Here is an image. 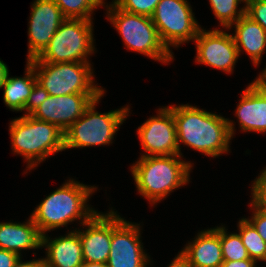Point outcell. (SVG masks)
<instances>
[{"mask_svg": "<svg viewBox=\"0 0 266 267\" xmlns=\"http://www.w3.org/2000/svg\"><path fill=\"white\" fill-rule=\"evenodd\" d=\"M170 108L176 123L179 152L180 142L211 157L229 151L233 122L188 104Z\"/></svg>", "mask_w": 266, "mask_h": 267, "instance_id": "6da1fadb", "label": "cell"}, {"mask_svg": "<svg viewBox=\"0 0 266 267\" xmlns=\"http://www.w3.org/2000/svg\"><path fill=\"white\" fill-rule=\"evenodd\" d=\"M94 189V186L89 187L70 179L47 196L31 215L40 233L43 235L46 231L82 218L81 224L84 226L97 213L86 205Z\"/></svg>", "mask_w": 266, "mask_h": 267, "instance_id": "7a4b0ae2", "label": "cell"}, {"mask_svg": "<svg viewBox=\"0 0 266 267\" xmlns=\"http://www.w3.org/2000/svg\"><path fill=\"white\" fill-rule=\"evenodd\" d=\"M181 155L141 156L131 167L137 190L154 204L189 181L191 163Z\"/></svg>", "mask_w": 266, "mask_h": 267, "instance_id": "3957f363", "label": "cell"}, {"mask_svg": "<svg viewBox=\"0 0 266 267\" xmlns=\"http://www.w3.org/2000/svg\"><path fill=\"white\" fill-rule=\"evenodd\" d=\"M13 152L23 155L28 168L64 149V133L56 125L23 115L10 123Z\"/></svg>", "mask_w": 266, "mask_h": 267, "instance_id": "277c9868", "label": "cell"}, {"mask_svg": "<svg viewBox=\"0 0 266 267\" xmlns=\"http://www.w3.org/2000/svg\"><path fill=\"white\" fill-rule=\"evenodd\" d=\"M107 9L108 19L121 34L127 49L162 63L174 59L171 51L162 43L151 17L127 12L114 3Z\"/></svg>", "mask_w": 266, "mask_h": 267, "instance_id": "5b68a950", "label": "cell"}, {"mask_svg": "<svg viewBox=\"0 0 266 267\" xmlns=\"http://www.w3.org/2000/svg\"><path fill=\"white\" fill-rule=\"evenodd\" d=\"M28 63L35 71L37 82L45 88L49 96L104 93L101 87L93 84L89 62L46 63L31 59Z\"/></svg>", "mask_w": 266, "mask_h": 267, "instance_id": "8992f818", "label": "cell"}, {"mask_svg": "<svg viewBox=\"0 0 266 267\" xmlns=\"http://www.w3.org/2000/svg\"><path fill=\"white\" fill-rule=\"evenodd\" d=\"M93 26L91 20L66 18L51 38L36 62H89L93 53Z\"/></svg>", "mask_w": 266, "mask_h": 267, "instance_id": "52a82bcc", "label": "cell"}, {"mask_svg": "<svg viewBox=\"0 0 266 267\" xmlns=\"http://www.w3.org/2000/svg\"><path fill=\"white\" fill-rule=\"evenodd\" d=\"M103 95L104 93L94 100L84 114L65 131L64 149L111 143L130 109L124 107L104 114L96 112L95 106Z\"/></svg>", "mask_w": 266, "mask_h": 267, "instance_id": "ba28073f", "label": "cell"}, {"mask_svg": "<svg viewBox=\"0 0 266 267\" xmlns=\"http://www.w3.org/2000/svg\"><path fill=\"white\" fill-rule=\"evenodd\" d=\"M162 43L170 51L196 38L200 27L186 0H160L151 17Z\"/></svg>", "mask_w": 266, "mask_h": 267, "instance_id": "9c48e42d", "label": "cell"}, {"mask_svg": "<svg viewBox=\"0 0 266 267\" xmlns=\"http://www.w3.org/2000/svg\"><path fill=\"white\" fill-rule=\"evenodd\" d=\"M139 224H132L112 211V236L108 267H146L150 262L143 252Z\"/></svg>", "mask_w": 266, "mask_h": 267, "instance_id": "30bf717a", "label": "cell"}, {"mask_svg": "<svg viewBox=\"0 0 266 267\" xmlns=\"http://www.w3.org/2000/svg\"><path fill=\"white\" fill-rule=\"evenodd\" d=\"M142 148L148 152L142 156L181 155L177 143L176 123L171 108L159 109L157 117H151L137 130Z\"/></svg>", "mask_w": 266, "mask_h": 267, "instance_id": "8fae6325", "label": "cell"}, {"mask_svg": "<svg viewBox=\"0 0 266 267\" xmlns=\"http://www.w3.org/2000/svg\"><path fill=\"white\" fill-rule=\"evenodd\" d=\"M102 94L49 96L32 114L35 119L56 125L63 133L77 121Z\"/></svg>", "mask_w": 266, "mask_h": 267, "instance_id": "7c38bea8", "label": "cell"}, {"mask_svg": "<svg viewBox=\"0 0 266 267\" xmlns=\"http://www.w3.org/2000/svg\"><path fill=\"white\" fill-rule=\"evenodd\" d=\"M65 19L54 0H36L32 4L27 61L37 58L44 51Z\"/></svg>", "mask_w": 266, "mask_h": 267, "instance_id": "4fadbf2b", "label": "cell"}, {"mask_svg": "<svg viewBox=\"0 0 266 267\" xmlns=\"http://www.w3.org/2000/svg\"><path fill=\"white\" fill-rule=\"evenodd\" d=\"M194 41L197 47V62L232 72L239 53L231 34L218 29L208 32L200 29Z\"/></svg>", "mask_w": 266, "mask_h": 267, "instance_id": "5bb4252c", "label": "cell"}, {"mask_svg": "<svg viewBox=\"0 0 266 267\" xmlns=\"http://www.w3.org/2000/svg\"><path fill=\"white\" fill-rule=\"evenodd\" d=\"M84 225L88 227L85 231L78 229L83 260L106 264L111 246L112 210L106 214L96 213Z\"/></svg>", "mask_w": 266, "mask_h": 267, "instance_id": "9a60e30c", "label": "cell"}, {"mask_svg": "<svg viewBox=\"0 0 266 267\" xmlns=\"http://www.w3.org/2000/svg\"><path fill=\"white\" fill-rule=\"evenodd\" d=\"M44 246L48 249L44 259L46 267H81L84 262L81 239L76 230L53 240L43 234L41 247Z\"/></svg>", "mask_w": 266, "mask_h": 267, "instance_id": "2e32d148", "label": "cell"}, {"mask_svg": "<svg viewBox=\"0 0 266 267\" xmlns=\"http://www.w3.org/2000/svg\"><path fill=\"white\" fill-rule=\"evenodd\" d=\"M241 96L236 110L241 130L266 132V94L251 83Z\"/></svg>", "mask_w": 266, "mask_h": 267, "instance_id": "e0dca14e", "label": "cell"}, {"mask_svg": "<svg viewBox=\"0 0 266 267\" xmlns=\"http://www.w3.org/2000/svg\"><path fill=\"white\" fill-rule=\"evenodd\" d=\"M198 237L189 243L182 252L193 267H220L223 254L220 243L219 227L201 231Z\"/></svg>", "mask_w": 266, "mask_h": 267, "instance_id": "ac0fdd59", "label": "cell"}, {"mask_svg": "<svg viewBox=\"0 0 266 267\" xmlns=\"http://www.w3.org/2000/svg\"><path fill=\"white\" fill-rule=\"evenodd\" d=\"M42 234L33 222L31 216L28 222L0 223V249L9 250L20 256L23 249H36L41 247Z\"/></svg>", "mask_w": 266, "mask_h": 267, "instance_id": "d6986e66", "label": "cell"}, {"mask_svg": "<svg viewBox=\"0 0 266 267\" xmlns=\"http://www.w3.org/2000/svg\"><path fill=\"white\" fill-rule=\"evenodd\" d=\"M234 25L236 27L235 35L232 37L239 55L241 49H244L252 59L253 64H259L266 48V31L246 14L239 18Z\"/></svg>", "mask_w": 266, "mask_h": 267, "instance_id": "ffe728a7", "label": "cell"}, {"mask_svg": "<svg viewBox=\"0 0 266 267\" xmlns=\"http://www.w3.org/2000/svg\"><path fill=\"white\" fill-rule=\"evenodd\" d=\"M25 77H9L1 88H4V102L13 111H24L28 97L37 82L33 67L27 62Z\"/></svg>", "mask_w": 266, "mask_h": 267, "instance_id": "44dd1931", "label": "cell"}, {"mask_svg": "<svg viewBox=\"0 0 266 267\" xmlns=\"http://www.w3.org/2000/svg\"><path fill=\"white\" fill-rule=\"evenodd\" d=\"M239 234L250 259L266 261V242L245 218L238 222Z\"/></svg>", "mask_w": 266, "mask_h": 267, "instance_id": "7402d4cb", "label": "cell"}, {"mask_svg": "<svg viewBox=\"0 0 266 267\" xmlns=\"http://www.w3.org/2000/svg\"><path fill=\"white\" fill-rule=\"evenodd\" d=\"M66 18L91 19V12L101 6L103 0H54Z\"/></svg>", "mask_w": 266, "mask_h": 267, "instance_id": "603a6c76", "label": "cell"}, {"mask_svg": "<svg viewBox=\"0 0 266 267\" xmlns=\"http://www.w3.org/2000/svg\"><path fill=\"white\" fill-rule=\"evenodd\" d=\"M219 236L224 261H240L249 259L240 234H227L225 227H219Z\"/></svg>", "mask_w": 266, "mask_h": 267, "instance_id": "cb8c5ba5", "label": "cell"}, {"mask_svg": "<svg viewBox=\"0 0 266 267\" xmlns=\"http://www.w3.org/2000/svg\"><path fill=\"white\" fill-rule=\"evenodd\" d=\"M246 0H209L214 15L221 25L230 29L245 14V7L237 10L239 2Z\"/></svg>", "mask_w": 266, "mask_h": 267, "instance_id": "d4e9b609", "label": "cell"}, {"mask_svg": "<svg viewBox=\"0 0 266 267\" xmlns=\"http://www.w3.org/2000/svg\"><path fill=\"white\" fill-rule=\"evenodd\" d=\"M159 2L160 0H115L113 3L127 12L152 17Z\"/></svg>", "mask_w": 266, "mask_h": 267, "instance_id": "484cf974", "label": "cell"}, {"mask_svg": "<svg viewBox=\"0 0 266 267\" xmlns=\"http://www.w3.org/2000/svg\"><path fill=\"white\" fill-rule=\"evenodd\" d=\"M245 14L266 31V0H246Z\"/></svg>", "mask_w": 266, "mask_h": 267, "instance_id": "4316f807", "label": "cell"}, {"mask_svg": "<svg viewBox=\"0 0 266 267\" xmlns=\"http://www.w3.org/2000/svg\"><path fill=\"white\" fill-rule=\"evenodd\" d=\"M48 97L49 93L36 82L24 107V110L28 112L25 115H31Z\"/></svg>", "mask_w": 266, "mask_h": 267, "instance_id": "83f0119b", "label": "cell"}, {"mask_svg": "<svg viewBox=\"0 0 266 267\" xmlns=\"http://www.w3.org/2000/svg\"><path fill=\"white\" fill-rule=\"evenodd\" d=\"M252 186V202L261 209L266 210V168L256 178Z\"/></svg>", "mask_w": 266, "mask_h": 267, "instance_id": "f1b7e54d", "label": "cell"}, {"mask_svg": "<svg viewBox=\"0 0 266 267\" xmlns=\"http://www.w3.org/2000/svg\"><path fill=\"white\" fill-rule=\"evenodd\" d=\"M254 209L252 219H247L256 229L258 234L264 239L266 242V210L261 209L253 202L250 203Z\"/></svg>", "mask_w": 266, "mask_h": 267, "instance_id": "f546056e", "label": "cell"}, {"mask_svg": "<svg viewBox=\"0 0 266 267\" xmlns=\"http://www.w3.org/2000/svg\"><path fill=\"white\" fill-rule=\"evenodd\" d=\"M19 257L15 252L0 249V267H13Z\"/></svg>", "mask_w": 266, "mask_h": 267, "instance_id": "4dcf8cb0", "label": "cell"}, {"mask_svg": "<svg viewBox=\"0 0 266 267\" xmlns=\"http://www.w3.org/2000/svg\"><path fill=\"white\" fill-rule=\"evenodd\" d=\"M256 261L253 259H244L240 261H223L220 267H256Z\"/></svg>", "mask_w": 266, "mask_h": 267, "instance_id": "1f68e13d", "label": "cell"}, {"mask_svg": "<svg viewBox=\"0 0 266 267\" xmlns=\"http://www.w3.org/2000/svg\"><path fill=\"white\" fill-rule=\"evenodd\" d=\"M168 267H193L188 257L181 251Z\"/></svg>", "mask_w": 266, "mask_h": 267, "instance_id": "d6a6232c", "label": "cell"}, {"mask_svg": "<svg viewBox=\"0 0 266 267\" xmlns=\"http://www.w3.org/2000/svg\"><path fill=\"white\" fill-rule=\"evenodd\" d=\"M20 258L21 257H19L13 267H46L44 259L22 262Z\"/></svg>", "mask_w": 266, "mask_h": 267, "instance_id": "836d02e7", "label": "cell"}, {"mask_svg": "<svg viewBox=\"0 0 266 267\" xmlns=\"http://www.w3.org/2000/svg\"><path fill=\"white\" fill-rule=\"evenodd\" d=\"M258 89H266V68L263 73L259 75L254 82H252Z\"/></svg>", "mask_w": 266, "mask_h": 267, "instance_id": "e575fe53", "label": "cell"}, {"mask_svg": "<svg viewBox=\"0 0 266 267\" xmlns=\"http://www.w3.org/2000/svg\"><path fill=\"white\" fill-rule=\"evenodd\" d=\"M8 73L9 71H8L7 65L3 61L0 60V89Z\"/></svg>", "mask_w": 266, "mask_h": 267, "instance_id": "d590c367", "label": "cell"}, {"mask_svg": "<svg viewBox=\"0 0 266 267\" xmlns=\"http://www.w3.org/2000/svg\"><path fill=\"white\" fill-rule=\"evenodd\" d=\"M81 267H108L107 264L99 262H83Z\"/></svg>", "mask_w": 266, "mask_h": 267, "instance_id": "8d00e7d4", "label": "cell"}, {"mask_svg": "<svg viewBox=\"0 0 266 267\" xmlns=\"http://www.w3.org/2000/svg\"><path fill=\"white\" fill-rule=\"evenodd\" d=\"M259 90H262L266 94V89H259Z\"/></svg>", "mask_w": 266, "mask_h": 267, "instance_id": "74e56055", "label": "cell"}]
</instances>
